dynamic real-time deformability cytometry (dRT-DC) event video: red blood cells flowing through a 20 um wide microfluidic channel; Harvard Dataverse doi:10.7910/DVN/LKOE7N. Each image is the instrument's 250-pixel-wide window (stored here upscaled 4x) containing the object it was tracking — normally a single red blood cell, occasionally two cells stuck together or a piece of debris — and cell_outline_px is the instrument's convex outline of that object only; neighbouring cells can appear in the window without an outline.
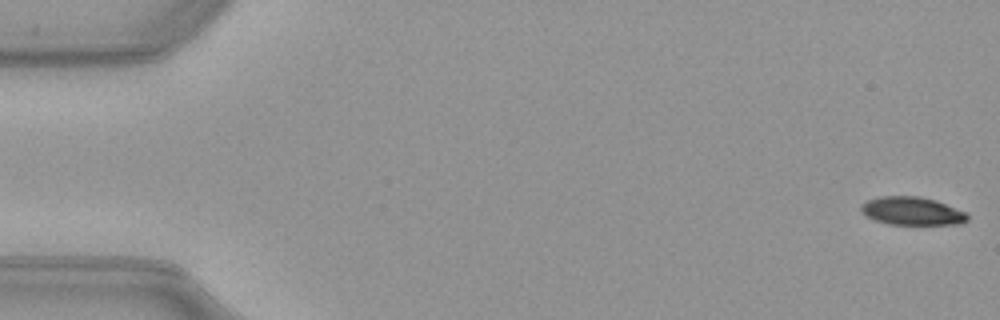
{"species": "common noctule bat (a hibernating species)", "species_latin": "Nyctalus noctula", "temperature_condition": "warm", "stored_images_in_passage": 52, "camera_frame_rate_fps": 3000, "um_per_image_px": 0.085, "animal": {"sex": "female", "body_mass_g": 21.9}, "frame": {"image": 1, "passage_image": 1, "time_ms": 0.0, "image_size_px": [1000, 320], "cell_outline_px": [[968, 220], [960, 224], [888, 224], [876, 220], [860, 212], [860, 204], [868, 200], [880, 196], [920, 196], [936, 200], [968, 212]], "centroid_in_image_um": [77.54, 17.93], "position_along_channel_um": 7.5, "area_um2": 17.57}}
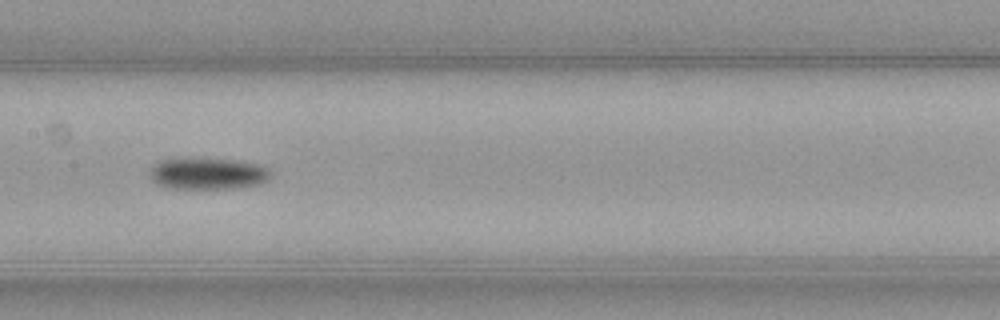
{"frame": {"image": 2, "passage_image": 26, "time_ms": 8.333, "image_size_px": [1000, 320], "cell_outline_px": [[272, 176], [268, 180], [260, 184], [240, 188], [164, 188], [156, 184], [148, 176], [148, 168], [160, 160], [232, 160], [256, 164], [268, 168], [272, 172]], "centroid_in_image_um": [17.64, 14.79], "position_along_channel_um": 189.8, "area_um2": 22.08}}
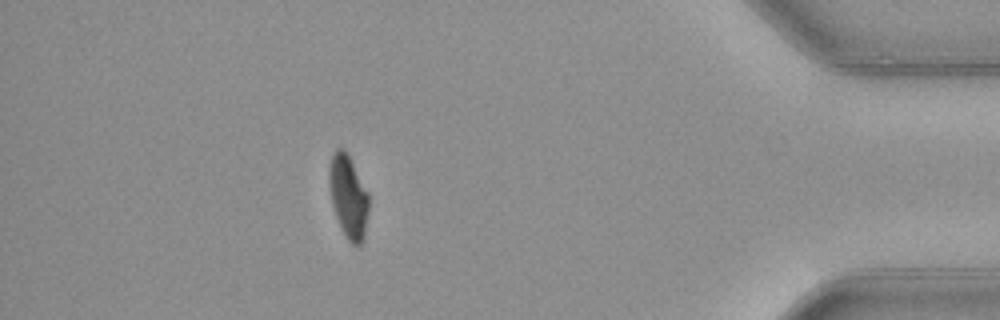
{"frame": {"image": 3, "passage_image": 46, "time_ms": 15.0, "image_size_px": [1000, 320], "cell_outline_px": [[368, 212], [364, 240], [356, 248], [348, 240], [336, 216], [332, 204], [328, 184], [328, 172], [332, 156], [336, 148], [344, 148], [368, 192]], "centroid_in_image_um": [29.6, 16.73], "position_along_channel_um": 405.6, "area_um2": 19.02}, "authors_computed_cell_mechanics": {"area_um2": 20.2589, "velocity_mm_per_s": 3.9899, "shape_relaxation_time_tau1_ms": 4.9236, "shape_relaxation_time_tau2_ms": null, "deformation_change_tau1": 0.1425, "deformation_change_tau2": null}}